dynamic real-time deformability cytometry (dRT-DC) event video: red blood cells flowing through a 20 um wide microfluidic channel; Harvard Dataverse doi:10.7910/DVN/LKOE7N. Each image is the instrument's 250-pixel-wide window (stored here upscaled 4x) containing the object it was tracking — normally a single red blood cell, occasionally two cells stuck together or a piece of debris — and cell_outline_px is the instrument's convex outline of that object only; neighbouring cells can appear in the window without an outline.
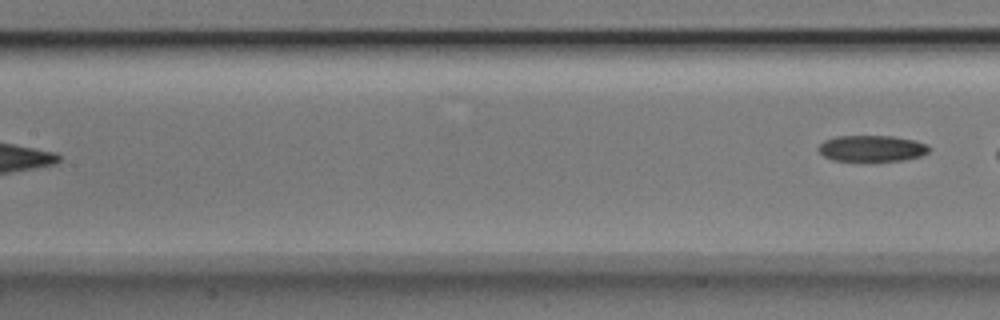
{"species": "Egyptian fruit bat (a non-hibernating species)", "species_latin": "Rousettus aegyptiacus", "temperature_condition": "room temperature", "stored_images_in_passage": 8, "segment_of_instrument_passage": [2, 2], "camera_frame_rate_fps": 3000, "um_per_image_px": 0.085, "animal": {"sex": "male"}, "frame": {"image": 1, "passage_image": 8, "time_ms": 2.333, "image_size_px": [1000, 320], "cell_outline_px": [[932, 148], [928, 152], [920, 156], [904, 160], [832, 160], [824, 156], [816, 148], [824, 140], [836, 136], [892, 136], [916, 140], [928, 144]], "centroid_in_image_um": [74.13, 12.6], "position_along_channel_um": 133.3, "area_um2": 16.88}}